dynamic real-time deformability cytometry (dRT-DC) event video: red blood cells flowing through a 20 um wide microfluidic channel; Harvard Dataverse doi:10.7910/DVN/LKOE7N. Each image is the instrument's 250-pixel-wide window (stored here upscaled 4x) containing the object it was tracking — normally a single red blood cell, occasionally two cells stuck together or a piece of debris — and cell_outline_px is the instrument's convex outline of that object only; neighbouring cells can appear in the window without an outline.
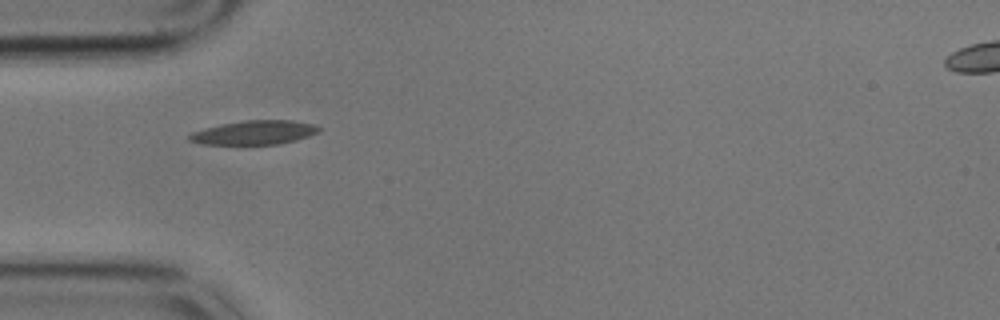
{"species": "common noctule bat (a hibernating species)", "species_latin": "Nyctalus noctula", "temperature_condition": "cold", "stored_images_in_passage": 35, "camera_frame_rate_fps": 3000, "um_per_image_px": 0.085, "animal": {"sex": "male", "body_mass_g": 17.9}, "frame": {"image": 1, "passage_image": 1, "time_ms": 0.0, "image_size_px": [1000, 320], "cell_outline_px": [[320, 132], [296, 140], [276, 144], [200, 144], [188, 140], [188, 136], [192, 132], [204, 128], [244, 120], [292, 120], [312, 124], [320, 128]], "centroid_in_image_um": [21.61, 11.26], "position_along_channel_um": 63.4, "area_um2": 17.98}}
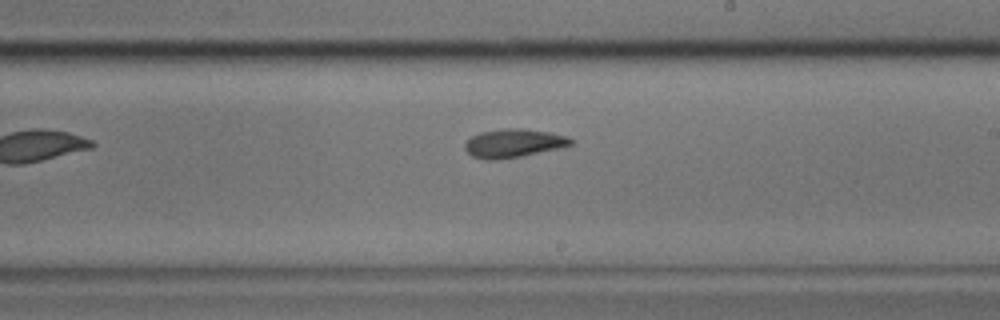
{"frame": {"image": 2, "passage_image": 17, "time_ms": 5.333, "image_size_px": [1000, 320], "cell_outline_px": [[572, 144], [560, 148], [500, 160], [484, 160], [472, 156], [464, 148], [464, 144], [472, 136], [480, 132], [508, 128], [524, 128], [552, 132], [568, 136], [572, 140]], "centroid_in_image_um": [43.65, 12.17], "position_along_channel_um": 245.3, "area_um2": 17.69}}
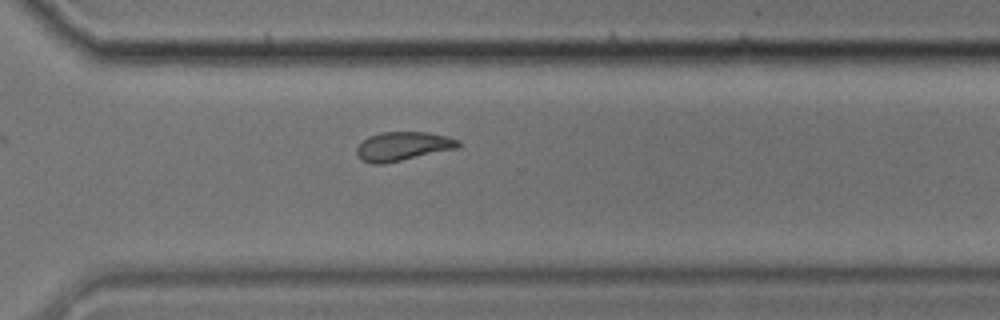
{"frame": {"image": 3, "passage_image": 25, "time_ms": 8.0, "image_size_px": [1000, 320], "cell_outline_px": [[460, 148], [384, 164], [372, 164], [356, 156], [356, 148], [368, 136], [380, 132], [428, 132], [460, 140]], "centroid_in_image_um": [34.25, 12.44], "position_along_channel_um": 336.3, "area_um2": 17.22}, "authors_computed_cell_mechanics": {"area_um2": 17.3978, "velocity_mm_per_s": 3.4253, "shape_relaxation_time_tau1_ms": 5.5696, "shape_relaxation_time_tau2_ms": 8.7961, "deformation_change_tau1": 0.1406, "deformation_change_tau2": 0.1327}}